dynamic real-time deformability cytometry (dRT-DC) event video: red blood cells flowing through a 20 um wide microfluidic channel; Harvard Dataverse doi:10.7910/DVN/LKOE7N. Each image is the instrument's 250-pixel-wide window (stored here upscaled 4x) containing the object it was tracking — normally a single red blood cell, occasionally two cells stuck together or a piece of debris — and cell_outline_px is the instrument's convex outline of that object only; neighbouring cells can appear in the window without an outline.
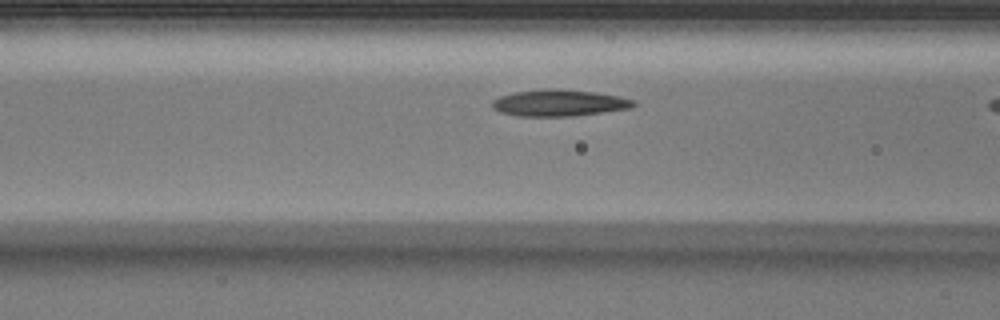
{"species": "Egyptian fruit bat (a non-hibernating species)", "species_latin": "Rousettus aegyptiacus", "temperature_condition": "warm", "stored_images_in_passage": 10, "camera_frame_rate_fps": 3000, "um_per_image_px": 0.085, "animal": {"sex": "male"}, "frame": {"image": 1, "passage_image": 9, "time_ms": 2.667, "image_size_px": [1000, 320], "cell_outline_px": [[636, 104], [632, 108], [572, 116], [520, 116], [500, 112], [492, 108], [492, 100], [500, 96], [516, 92], [544, 88], [596, 92], [620, 96], [632, 100]], "centroid_in_image_um": [47.51, 8.75], "position_along_channel_um": 119.1, "area_um2": 21.73}}